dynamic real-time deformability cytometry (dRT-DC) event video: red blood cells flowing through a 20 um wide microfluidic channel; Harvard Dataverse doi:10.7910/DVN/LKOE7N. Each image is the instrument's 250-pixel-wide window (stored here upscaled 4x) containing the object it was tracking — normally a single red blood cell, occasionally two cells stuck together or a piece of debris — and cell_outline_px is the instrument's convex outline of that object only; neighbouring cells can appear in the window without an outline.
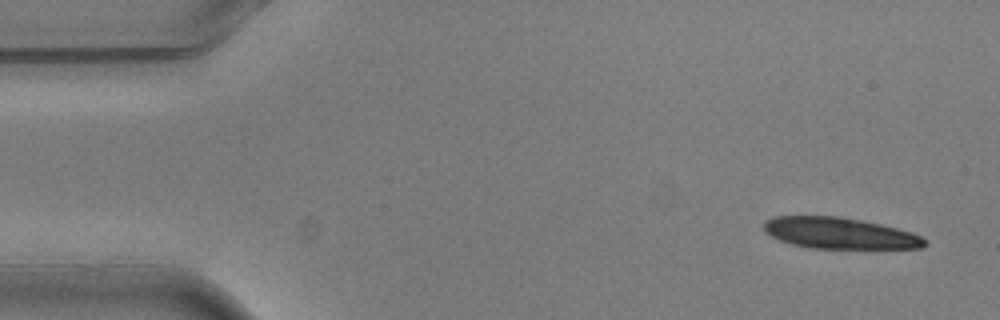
{"species": "common noctule bat (a hibernating species)", "species_latin": "Nyctalus noctula", "temperature_condition": "warm", "stored_images_in_passage": 4, "camera_frame_rate_fps": 3000, "um_per_image_px": 0.085, "animal": {"sex": "male", "body_mass_g": 20.5, "forearm_length_mm": 52.5}, "frame": {"image": 1, "passage_image": 1, "time_ms": 0.0, "image_size_px": [1000, 320], "cell_outline_px": [[928, 244], [920, 248], [808, 248], [792, 244], [780, 240], [764, 232], [764, 220], [772, 216], [840, 216], [880, 224], [912, 232], [928, 240]], "centroid_in_image_um": [71.35, 19.81], "position_along_channel_um": 13.7, "area_um2": 29.3}}